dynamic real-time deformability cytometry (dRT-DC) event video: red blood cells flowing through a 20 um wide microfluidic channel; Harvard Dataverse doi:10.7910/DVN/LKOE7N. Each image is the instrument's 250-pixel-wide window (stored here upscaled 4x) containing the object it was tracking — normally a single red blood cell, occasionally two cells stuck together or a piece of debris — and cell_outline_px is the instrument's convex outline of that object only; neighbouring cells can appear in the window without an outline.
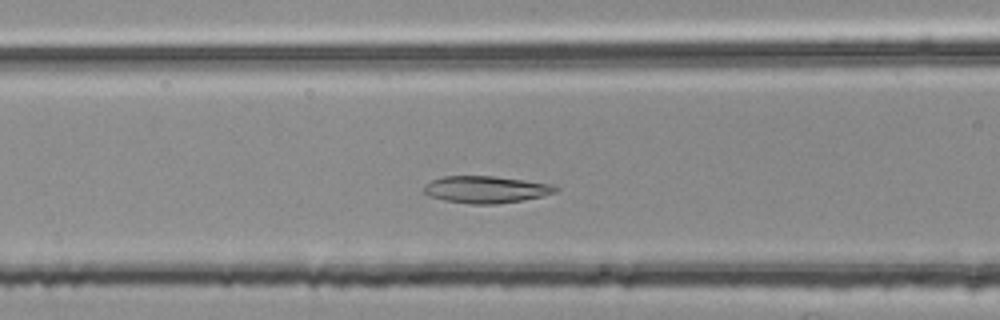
{"species": "common noctule bat (a hibernating species)", "species_latin": "Nyctalus noctula", "temperature_condition": "room temperature", "stored_images_in_passage": 42, "camera_frame_rate_fps": 3000, "um_per_image_px": 0.085, "animal": {"sex": "female", "body_mass_g": 25.1}, "frame": {"image": 1, "passage_image": 15, "time_ms": 4.667, "image_size_px": [1000, 320], "cell_outline_px": [[560, 188], [556, 192], [540, 196], [520, 200], [496, 204], [472, 204], [444, 200], [432, 196], [424, 192], [424, 184], [432, 180], [444, 176], [492, 176], [556, 184]], "centroid_in_image_um": [41.33, 16.09], "position_along_channel_um": 125.3, "area_um2": 20.58}}
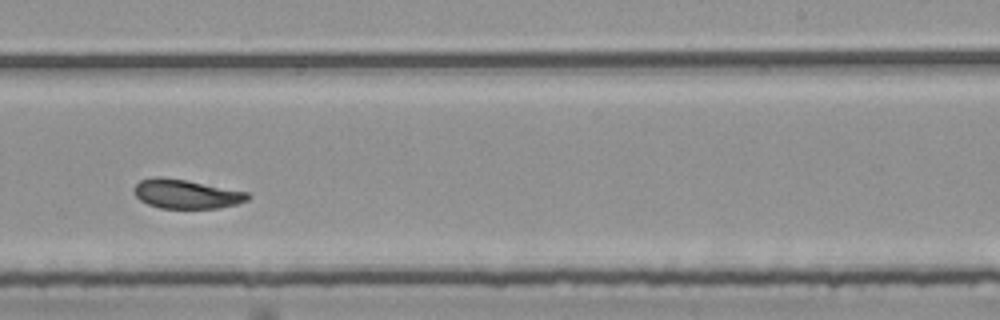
{"frame": {"image": 2, "passage_image": 27, "time_ms": 8.667, "image_size_px": [1000, 320], "cell_outline_px": [[252, 196], [248, 200], [236, 204], [220, 208], [160, 208], [148, 204], [140, 200], [136, 196], [132, 188], [140, 180], [152, 176], [160, 176], [184, 180], [248, 192]], "centroid_in_image_um": [15.81, 16.49], "position_along_channel_um": 273.2, "area_um2": 19.31}}
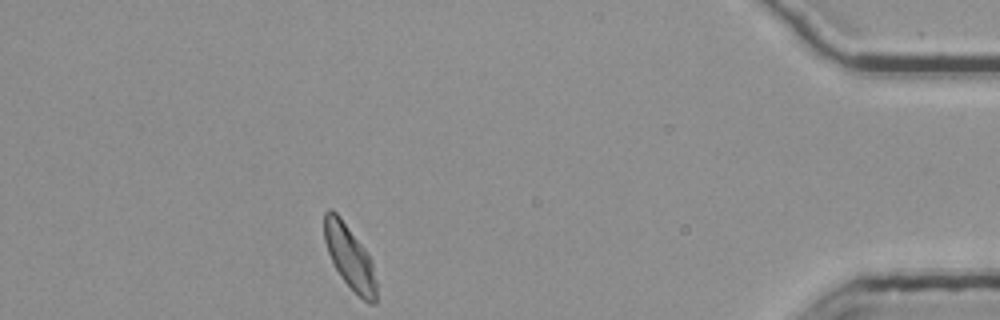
{"frame": {"image": 3, "passage_image": 42, "time_ms": 13.667, "image_size_px": [1000, 320], "cell_outline_px": [[376, 304], [368, 304], [340, 276], [328, 252], [324, 240], [324, 212], [328, 208], [332, 208], [340, 216], [364, 248], [372, 260], [376, 280]], "centroid_in_image_um": [29.72, 21.83], "position_along_channel_um": 405.5, "area_um2": 19.19}, "authors_computed_cell_mechanics": {"area_um2": 20.1144, "velocity_mm_per_s": 3.7085, "shape_relaxation_time_tau1_ms": 4.2895, "shape_relaxation_time_tau2_ms": 2.6939, "deformation_change_tau1": 0.1476, "deformation_change_tau2": 0.0884}}